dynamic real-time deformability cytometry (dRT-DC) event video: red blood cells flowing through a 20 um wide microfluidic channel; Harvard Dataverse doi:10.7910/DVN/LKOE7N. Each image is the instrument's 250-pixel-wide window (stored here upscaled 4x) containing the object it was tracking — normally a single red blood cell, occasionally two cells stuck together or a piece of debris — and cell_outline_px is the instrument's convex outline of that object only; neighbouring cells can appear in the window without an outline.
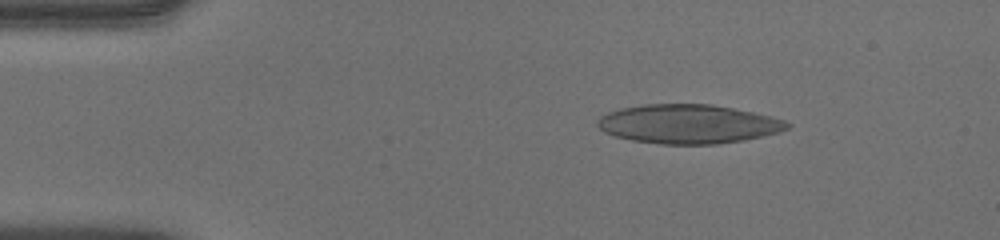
{"species": "human", "species_latin": "Homo sapiens", "temperature_condition": "warm", "stored_images_in_passage": 49, "camera_frame_rate_fps": 3000, "um_per_image_px": 0.085, "donor": {"sex": "male"}, "frame": {"image": 1, "passage_image": 7, "time_ms": 2.0, "image_size_px": [1000, 240], "cell_outline_px": [[792, 124], [788, 128], [780, 132], [764, 136], [744, 140], [716, 144], [660, 144], [632, 140], [616, 136], [604, 132], [596, 124], [600, 116], [608, 112], [620, 108], [644, 104], [712, 104], [772, 116], [784, 120]], "centroid_in_image_um": [58.51, 10.54], "position_along_channel_um": 26.5, "area_um2": 43.23}}
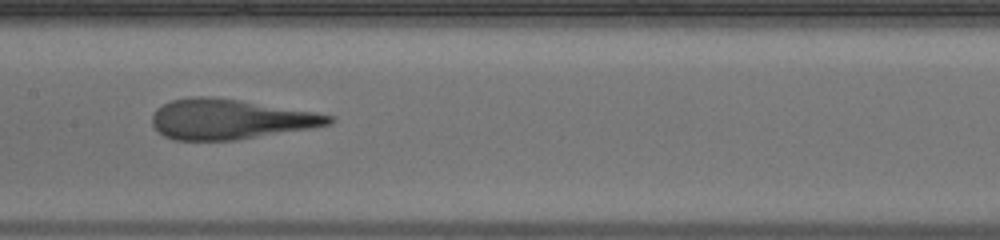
{"frame": {"image": 2, "passage_image": 24, "time_ms": 7.667, "image_size_px": [1000, 240], "cell_outline_px": [[332, 124], [312, 128], [236, 140], [172, 140], [164, 136], [152, 124], [152, 116], [156, 108], [172, 100], [192, 96], [212, 96], [240, 100], [316, 112], [332, 116]], "centroid_in_image_um": [19.54, 10.13], "position_along_channel_um": 187.9, "area_um2": 41.27}}
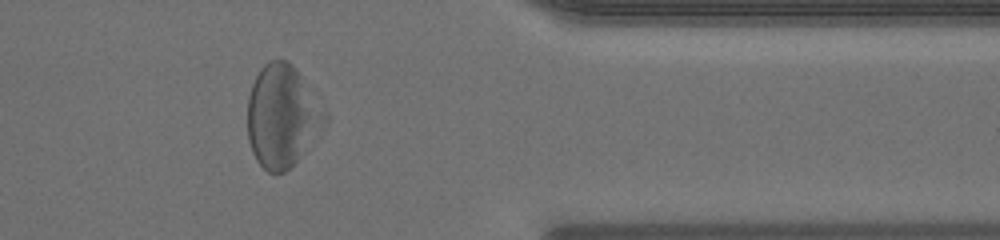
{"frame": {"image": 3, "passage_image": 40, "time_ms": 13.0, "image_size_px": [1000, 240], "cell_outline_px": [[312, 116], [296, 160], [284, 172], [268, 172], [256, 160], [252, 152], [248, 140], [248, 96], [252, 84], [260, 68], [268, 60], [288, 60], [296, 68], [304, 88]], "centroid_in_image_um": [23.58, 9.82], "position_along_channel_um": 387.8, "area_um2": 39.88}, "authors_computed_cell_mechanics": {"area_um2": 43.1188, "velocity_mm_per_s": 4.0552, "shape_relaxation_time_tau1_ms": 6.4005, "shape_relaxation_time_tau2_ms": 1.3379, "deformation_change_tau1": 0.2473, "deformation_change_tau2": 0.1189}}